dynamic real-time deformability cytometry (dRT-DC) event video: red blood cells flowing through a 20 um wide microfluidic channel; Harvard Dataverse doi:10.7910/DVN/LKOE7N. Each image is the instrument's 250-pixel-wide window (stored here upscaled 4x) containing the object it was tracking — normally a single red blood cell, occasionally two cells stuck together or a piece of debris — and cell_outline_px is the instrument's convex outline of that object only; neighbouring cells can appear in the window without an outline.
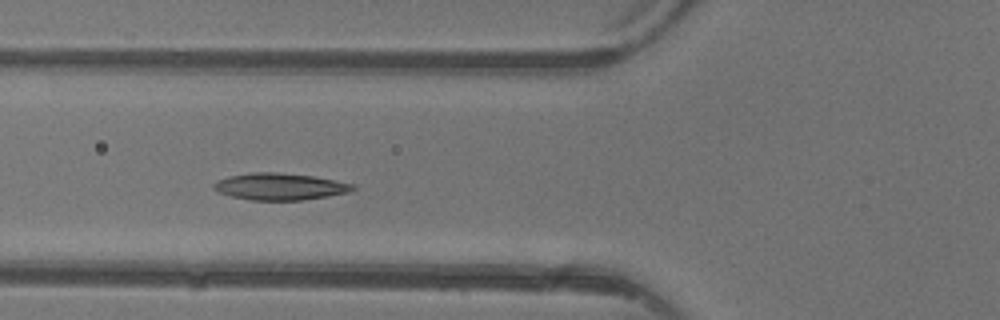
{"species": "common noctule bat (a hibernating species)", "species_latin": "Nyctalus noctula", "temperature_condition": "warm", "stored_images_in_passage": 4, "camera_frame_rate_fps": 3000, "um_per_image_px": 0.085, "animal": {"sex": "female"}, "frame": {"image": 1, "passage_image": 3, "time_ms": 3.333, "image_size_px": [1000, 320], "cell_outline_px": [[356, 188], [348, 192], [328, 196], [304, 200], [252, 200], [232, 196], [220, 192], [212, 188], [212, 184], [216, 180], [228, 176], [252, 172], [276, 172], [312, 176], [336, 180], [356, 184]], "centroid_in_image_um": [23.79, 15.85], "position_along_channel_um": 102.0, "area_um2": 21.79}}
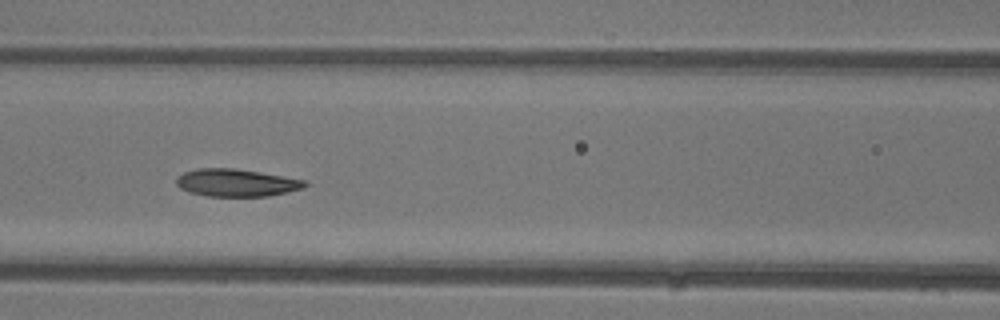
{"frame": {"image": 2, "passage_image": 4, "time_ms": 4.333, "image_size_px": [1000, 320], "cell_outline_px": [[308, 184], [304, 188], [288, 192], [268, 196], [208, 196], [188, 192], [180, 188], [176, 184], [176, 176], [184, 172], [196, 168], [236, 168], [308, 180]], "centroid_in_image_um": [20.1, 15.52], "position_along_channel_um": 146.5, "area_um2": 20.87}}